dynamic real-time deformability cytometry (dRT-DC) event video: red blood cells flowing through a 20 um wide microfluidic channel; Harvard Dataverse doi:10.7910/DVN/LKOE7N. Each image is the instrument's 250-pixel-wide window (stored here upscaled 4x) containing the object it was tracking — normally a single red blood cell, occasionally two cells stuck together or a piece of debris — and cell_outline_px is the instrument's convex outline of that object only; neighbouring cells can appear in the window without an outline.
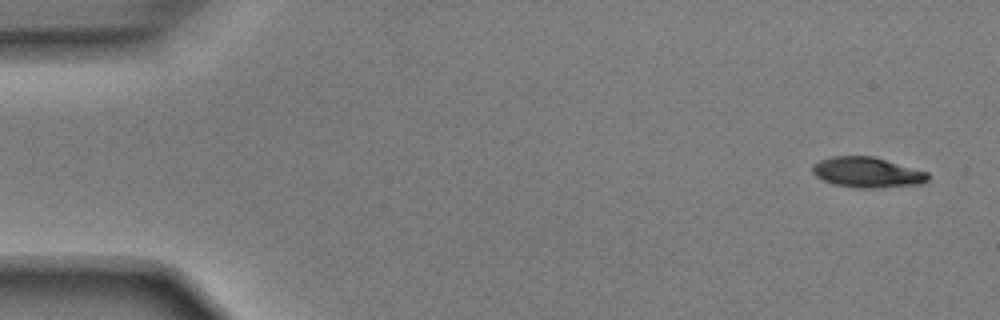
{"species": "Egyptian fruit bat (a non-hibernating species)", "species_latin": "Rousettus aegyptiacus", "temperature_condition": "room temperature", "stored_images_in_passage": 5, "camera_frame_rate_fps": 3000, "um_per_image_px": 0.085, "animal": {"sex": "male"}, "frame": {"image": 1, "passage_image": 1, "time_ms": 0.0, "image_size_px": [1000, 320], "cell_outline_px": [[928, 180], [920, 184], [872, 188], [856, 188], [832, 184], [816, 176], [812, 172], [812, 164], [820, 160], [832, 156], [872, 156], [928, 172]], "centroid_in_image_um": [73.67, 14.65], "position_along_channel_um": 11.3, "area_um2": 20.35}}